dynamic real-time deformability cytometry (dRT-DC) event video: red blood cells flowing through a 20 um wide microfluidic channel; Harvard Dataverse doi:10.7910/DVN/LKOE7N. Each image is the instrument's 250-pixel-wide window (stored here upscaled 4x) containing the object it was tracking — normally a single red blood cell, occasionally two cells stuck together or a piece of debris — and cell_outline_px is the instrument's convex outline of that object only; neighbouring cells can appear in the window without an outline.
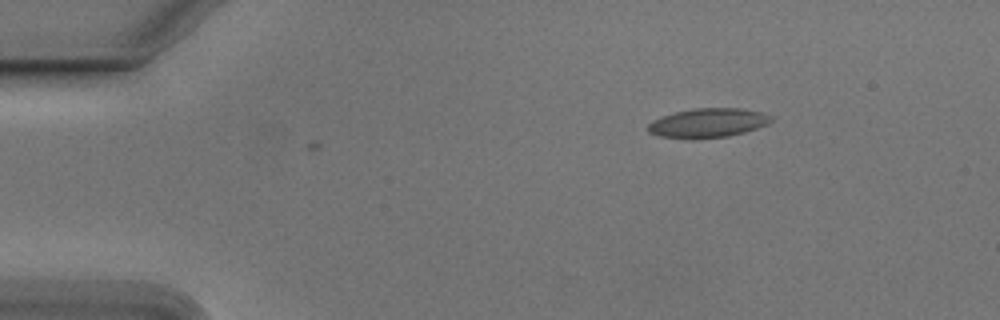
{"species": "Egyptian fruit bat (a non-hibernating species)", "species_latin": "Rousettus aegyptiacus", "temperature_condition": "cold", "stored_images_in_passage": 40, "camera_frame_rate_fps": 3000, "um_per_image_px": 0.085, "animal": {"sex": "male"}, "frame": {"image": 1, "passage_image": 1, "time_ms": 0.0, "image_size_px": [1000, 320], "cell_outline_px": [[772, 120], [768, 124], [744, 132], [728, 136], [692, 140], [688, 140], [660, 136], [648, 132], [648, 124], [652, 120], [676, 112], [692, 108], [740, 108], [760, 112], [772, 116]], "centroid_in_image_um": [60.15, 10.46], "position_along_channel_um": 24.9, "area_um2": 21.1}}
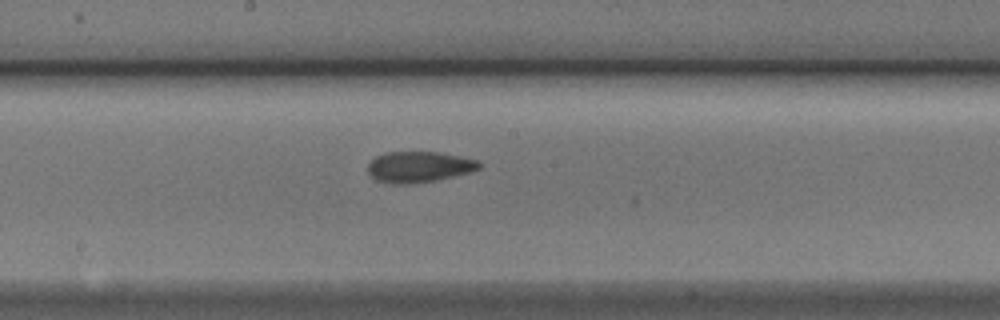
{"frame": {"image": 2, "passage_image": 22, "time_ms": 7.0, "image_size_px": [1000, 320], "cell_outline_px": [[480, 168], [468, 172], [452, 176], [416, 184], [392, 184], [376, 180], [368, 172], [368, 164], [376, 156], [384, 152], [436, 152], [460, 156], [476, 160], [480, 164]], "centroid_in_image_um": [35.56, 14.19], "position_along_channel_um": 212.6, "area_um2": 19.88}}
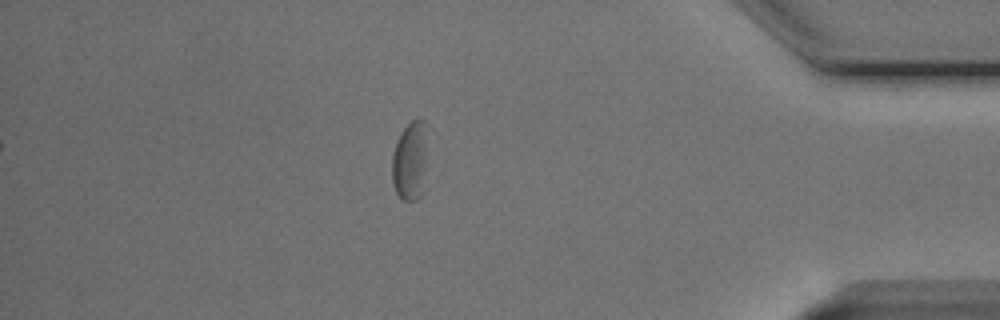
{"frame": {"image": 3, "passage_image": 40, "time_ms": 13.0, "image_size_px": [1000, 320], "cell_outline_px": [[432, 128], [424, 192], [416, 200], [404, 200], [396, 192], [392, 180], [392, 156], [396, 140], [400, 132], [412, 120], [428, 120]], "centroid_in_image_um": [34.98, 13.56], "position_along_channel_um": 400.2, "area_um2": 18.03}, "authors_computed_cell_mechanics": {"area_um2": 19.9121, "velocity_mm_per_s": 3.735, "shape_relaxation_time_tau1_ms": 6.2012, "shape_relaxation_time_tau2_ms": 2.0371, "deformation_change_tau1": 0.1134, "deformation_change_tau2": 0.0523}}